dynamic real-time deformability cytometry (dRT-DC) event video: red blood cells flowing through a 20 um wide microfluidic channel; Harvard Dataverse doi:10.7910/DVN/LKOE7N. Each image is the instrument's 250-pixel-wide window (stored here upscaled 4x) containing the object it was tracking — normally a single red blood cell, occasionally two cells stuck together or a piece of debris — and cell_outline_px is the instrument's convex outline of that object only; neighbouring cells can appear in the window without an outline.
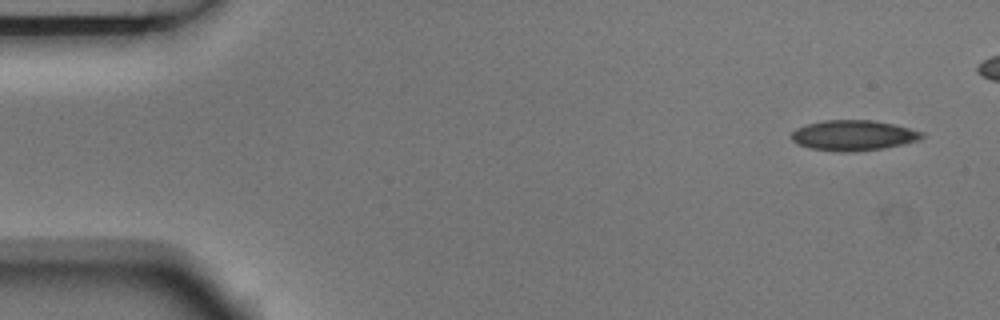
{"species": "Egyptian fruit bat (a non-hibernating species)", "species_latin": "Rousettus aegyptiacus", "temperature_condition": "room temperature", "stored_images_in_passage": 5, "camera_frame_rate_fps": 3000, "um_per_image_px": 0.085, "animal": {"sex": "male"}, "frame": {"image": 1, "passage_image": 1, "time_ms": 0.0, "image_size_px": [1000, 320], "cell_outline_px": [[924, 136], [920, 140], [904, 144], [884, 148], [852, 152], [836, 152], [812, 148], [796, 144], [792, 140], [792, 132], [796, 128], [808, 124], [824, 120], [872, 120], [892, 124], [924, 132]], "centroid_in_image_um": [72.54, 11.51], "position_along_channel_um": 12.5, "area_um2": 23.12}}